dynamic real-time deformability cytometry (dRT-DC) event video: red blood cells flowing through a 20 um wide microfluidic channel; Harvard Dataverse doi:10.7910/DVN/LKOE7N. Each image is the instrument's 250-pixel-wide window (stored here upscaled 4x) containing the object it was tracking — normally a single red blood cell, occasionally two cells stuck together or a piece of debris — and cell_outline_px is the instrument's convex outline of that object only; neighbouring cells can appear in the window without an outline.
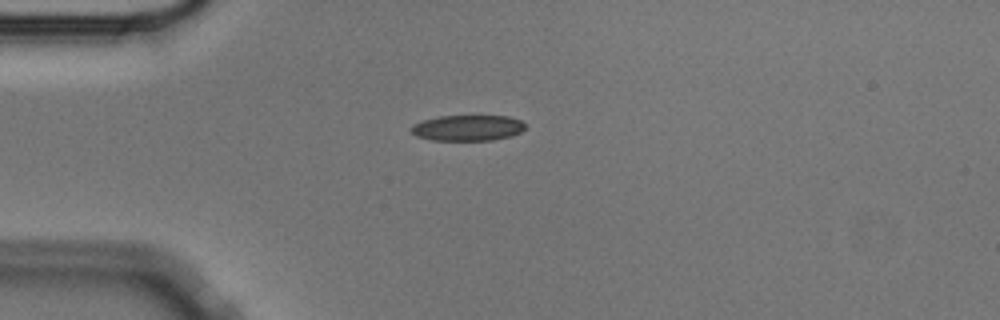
{"species": "Egyptian fruit bat (a non-hibernating species)", "species_latin": "Rousettus aegyptiacus", "temperature_condition": "cold", "stored_images_in_passage": 43, "camera_frame_rate_fps": 3000, "um_per_image_px": 0.085, "animal": {"sex": "male"}, "frame": {"image": 1, "passage_image": 1, "time_ms": 0.0, "image_size_px": [1000, 320], "cell_outline_px": [[524, 128], [520, 132], [512, 136], [492, 140], [432, 140], [416, 136], [408, 128], [412, 124], [424, 120], [440, 116], [508, 116], [520, 120], [524, 124]], "centroid_in_image_um": [39.72, 10.87], "position_along_channel_um": 45.3, "area_um2": 17.11}}
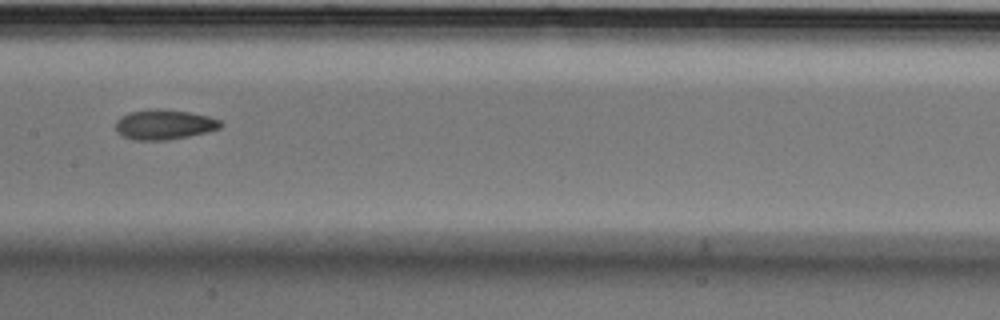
{"frame": {"image": 2, "passage_image": 15, "time_ms": 4.667, "image_size_px": [1000, 320], "cell_outline_px": [[224, 124], [220, 128], [188, 136], [168, 140], [132, 140], [124, 136], [116, 128], [116, 120], [120, 116], [128, 112], [156, 108], [160, 108], [188, 112], [208, 116], [220, 120]], "centroid_in_image_um": [13.95, 10.57], "position_along_channel_um": 193.5, "area_um2": 18.26}}
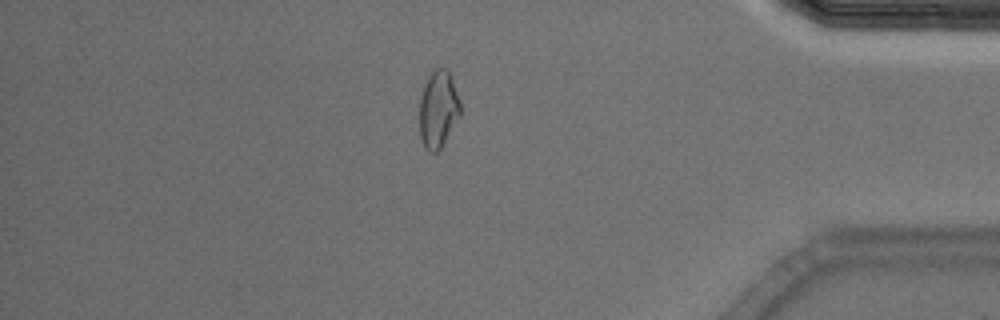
{"frame": {"image": 3, "passage_image": 35, "time_ms": 11.333, "image_size_px": [1000, 320], "cell_outline_px": [[460, 116], [440, 148], [436, 152], [428, 152], [424, 148], [420, 136], [420, 96], [424, 84], [428, 76], [436, 68], [448, 68], [460, 100]], "centroid_in_image_um": [37.24, 9.27], "position_along_channel_um": 398.0, "area_um2": 18.38}, "authors_computed_cell_mechanics": {"area_um2": 18.3804, "velocity_mm_per_s": 3.5395, "shape_relaxation_time_tau1_ms": 9.1062, "shape_relaxation_time_tau2_ms": 4.4117, "deformation_change_tau1": 0.178, "deformation_change_tau2": 0.1112}}